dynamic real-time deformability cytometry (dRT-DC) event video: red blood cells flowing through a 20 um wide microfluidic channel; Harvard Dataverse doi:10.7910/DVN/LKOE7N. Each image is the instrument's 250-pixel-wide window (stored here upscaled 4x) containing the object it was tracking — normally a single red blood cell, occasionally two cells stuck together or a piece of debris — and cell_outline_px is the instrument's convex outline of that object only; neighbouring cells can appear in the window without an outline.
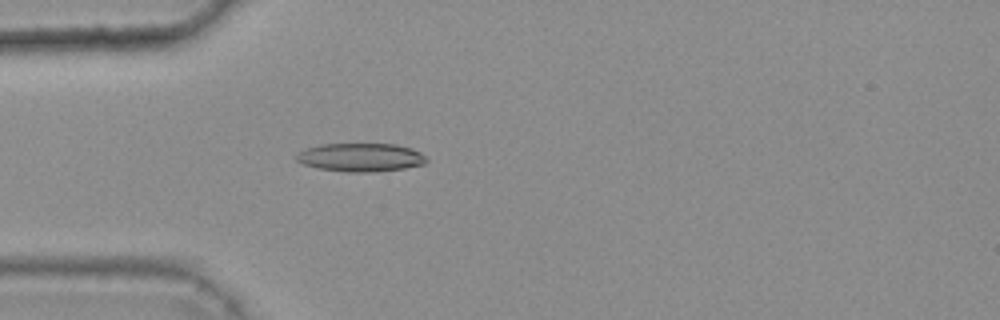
{"species": "common noctule bat (a hibernating species)", "species_latin": "Nyctalus noctula", "temperature_condition": "warm", "stored_images_in_passage": 47, "camera_frame_rate_fps": 3000, "um_per_image_px": 0.085, "animal": {"sex": "female", "body_mass_g": 25.1}, "frame": {"image": 1, "passage_image": 16, "time_ms": 5.0, "image_size_px": [1000, 320], "cell_outline_px": [[428, 160], [424, 164], [404, 168], [372, 172], [348, 172], [316, 168], [304, 164], [296, 160], [296, 152], [320, 144], [396, 144], [412, 148], [420, 152]], "centroid_in_image_um": [30.65, 13.37], "position_along_channel_um": 54.4, "area_um2": 21.56}}
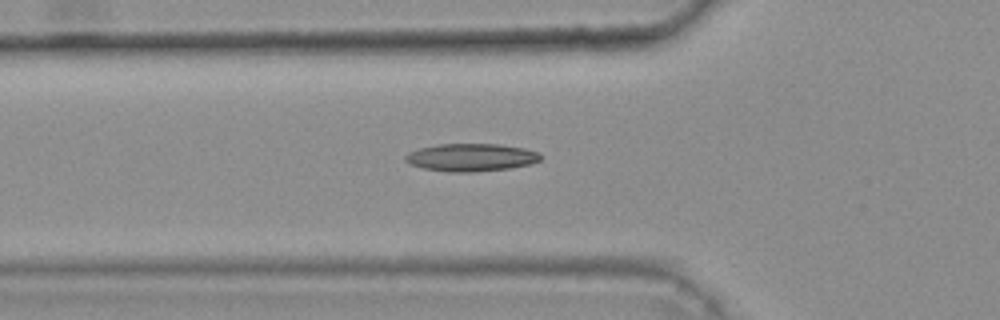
{"frame": {"image": 2, "passage_image": 19, "time_ms": 6.0, "image_size_px": [1000, 320], "cell_outline_px": [[540, 160], [532, 164], [512, 168], [476, 172], [448, 172], [424, 168], [408, 164], [404, 160], [404, 156], [408, 152], [420, 148], [440, 144], [500, 144], [524, 148], [540, 152]], "centroid_in_image_um": [40.05, 13.38], "position_along_channel_um": 85.8, "area_um2": 22.08}}
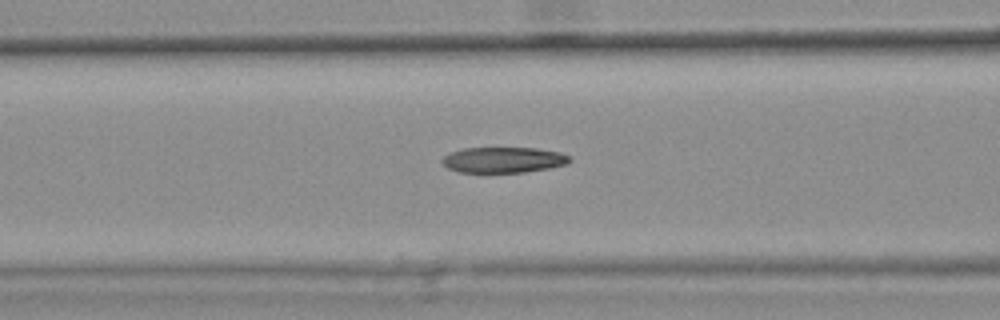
{"frame": {"image": 3, "passage_image": 22, "time_ms": 7.0, "image_size_px": [1000, 320], "cell_outline_px": [[572, 160], [568, 164], [548, 168], [524, 172], [460, 172], [448, 168], [440, 160], [448, 152], [460, 148], [536, 148], [560, 152], [568, 156]], "centroid_in_image_um": [42.77, 13.58], "position_along_channel_um": 123.8, "area_um2": 19.13}, "authors_computed_cell_mechanics": {"area_um2": 20.4034, "velocity_mm_per_s": 3.7601, "shape_relaxation_time_tau1_ms": 11.0212, "shape_relaxation_time_tau2_ms": 3.0607, "deformation_change_tau1": 0.2745, "deformation_change_tau2": 0.1238}}